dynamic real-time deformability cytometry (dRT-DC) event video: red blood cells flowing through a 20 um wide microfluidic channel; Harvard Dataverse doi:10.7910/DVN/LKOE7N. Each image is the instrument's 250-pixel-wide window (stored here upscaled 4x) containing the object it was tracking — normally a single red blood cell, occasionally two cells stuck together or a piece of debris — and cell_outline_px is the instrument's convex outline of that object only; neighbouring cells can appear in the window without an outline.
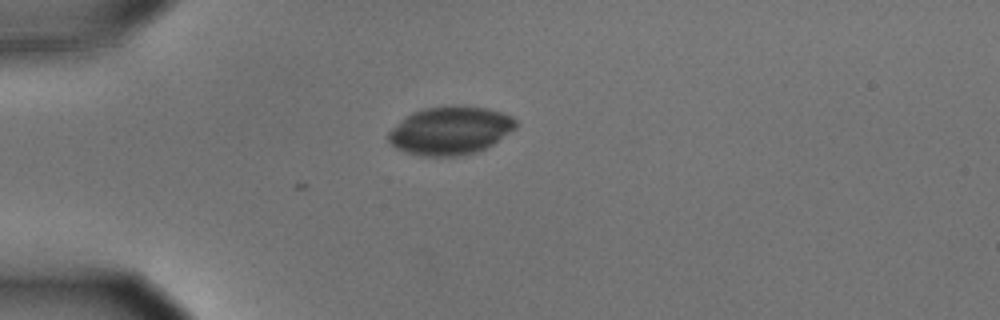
{"species": "common noctule bat (a hibernating species)", "species_latin": "Nyctalus noctula", "temperature_condition": "cold", "stored_images_in_passage": 2, "camera_frame_rate_fps": 3000, "um_per_image_px": 0.085, "animal": {"sex": "male", "body_mass_g": 15.6}, "frame": {"image": 1, "passage_image": 2, "time_ms": 0.333, "image_size_px": [1000, 320], "cell_outline_px": [[520, 124], [516, 128], [492, 144], [476, 152], [460, 156], [420, 156], [404, 152], [396, 148], [388, 140], [388, 132], [392, 128], [412, 112], [424, 108], [452, 104], [460, 104], [488, 108], [512, 116]], "centroid_in_image_um": [38.29, 11.08], "position_along_channel_um": 46.7, "area_um2": 36.13}}